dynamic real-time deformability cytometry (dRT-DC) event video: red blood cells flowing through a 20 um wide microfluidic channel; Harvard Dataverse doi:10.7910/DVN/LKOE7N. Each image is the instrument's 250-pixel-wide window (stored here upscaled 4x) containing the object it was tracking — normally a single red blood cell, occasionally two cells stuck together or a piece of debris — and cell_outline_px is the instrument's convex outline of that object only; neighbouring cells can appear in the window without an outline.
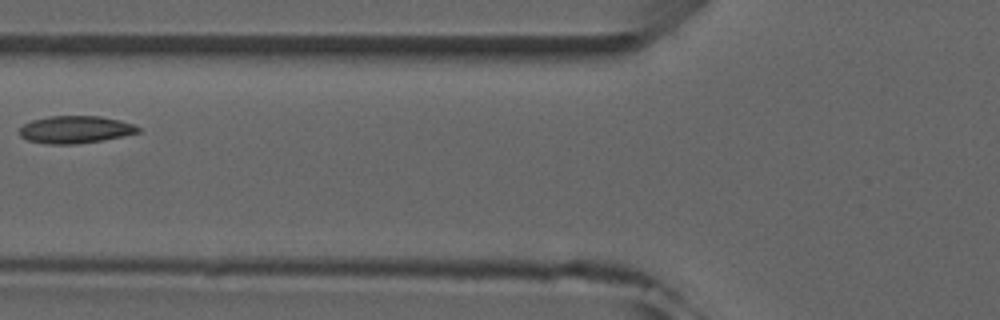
{"species": "common noctule bat (a hibernating species)", "species_latin": "Nyctalus noctula", "temperature_condition": "room temperature", "stored_images_in_passage": 4, "camera_frame_rate_fps": 3000, "um_per_image_px": 0.085, "animal": {"sex": "male", "forearm_length_mm": 52.5}, "frame": {"image": 1, "passage_image": 4, "time_ms": 4.333, "image_size_px": [1000, 320], "cell_outline_px": [[140, 132], [104, 140], [76, 144], [44, 144], [28, 140], [20, 136], [20, 128], [24, 124], [32, 120], [48, 116], [100, 116], [120, 120], [132, 124], [140, 128]], "centroid_in_image_um": [6.39, 11.01], "position_along_channel_um": 119.4, "area_um2": 18.96}}